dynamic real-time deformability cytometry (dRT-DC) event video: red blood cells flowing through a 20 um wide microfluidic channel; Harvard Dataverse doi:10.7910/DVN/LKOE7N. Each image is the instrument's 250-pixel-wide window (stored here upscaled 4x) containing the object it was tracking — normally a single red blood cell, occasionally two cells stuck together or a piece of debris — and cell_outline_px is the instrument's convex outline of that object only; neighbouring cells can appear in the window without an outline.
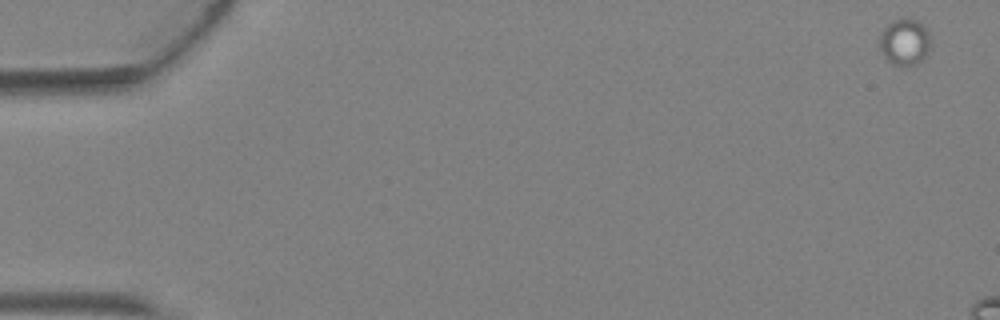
{"species": "Egyptian fruit bat (a non-hibernating species)", "species_latin": "Rousettus aegyptiacus", "temperature_condition": "warm", "stored_images_in_passage": 4, "camera_frame_rate_fps": 3000, "um_per_image_px": 0.085, "animal": {"sex": "female"}, "frame": {"image": 1, "passage_image": 1, "time_ms": 0.0, "image_size_px": [1000, 320], "cell_outline_px": [[932, 48], [924, 60], [916, 64], [900, 68], [892, 64], [884, 56], [880, 48], [880, 32], [892, 20], [904, 16], [908, 16], [916, 20], [928, 32], [932, 40]], "centroid_in_image_um": [76.93, 3.58], "position_along_channel_um": 8.1, "area_um2": 14.51}}
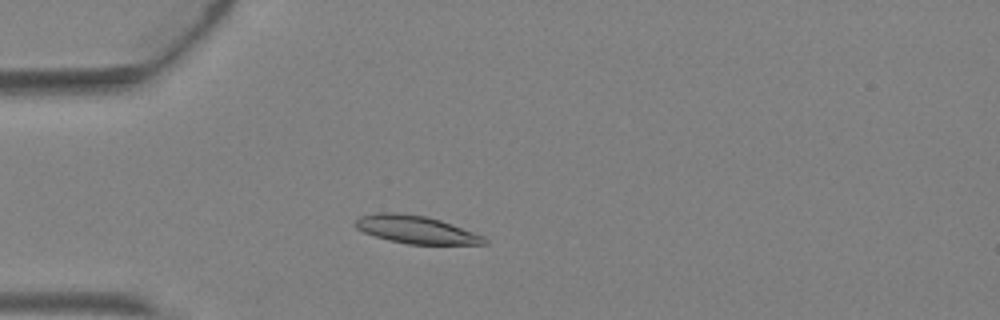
{"frame": {"image": 2, "passage_image": 4, "time_ms": 1.0, "image_size_px": [1000, 320], "cell_outline_px": [[488, 244], [408, 244], [388, 240], [364, 232], [356, 228], [352, 224], [360, 216], [376, 212], [400, 212], [424, 216], [440, 220], [452, 224], [472, 232], [488, 240]], "centroid_in_image_um": [35.29, 19.5], "position_along_channel_um": 49.7, "area_um2": 20.75}}